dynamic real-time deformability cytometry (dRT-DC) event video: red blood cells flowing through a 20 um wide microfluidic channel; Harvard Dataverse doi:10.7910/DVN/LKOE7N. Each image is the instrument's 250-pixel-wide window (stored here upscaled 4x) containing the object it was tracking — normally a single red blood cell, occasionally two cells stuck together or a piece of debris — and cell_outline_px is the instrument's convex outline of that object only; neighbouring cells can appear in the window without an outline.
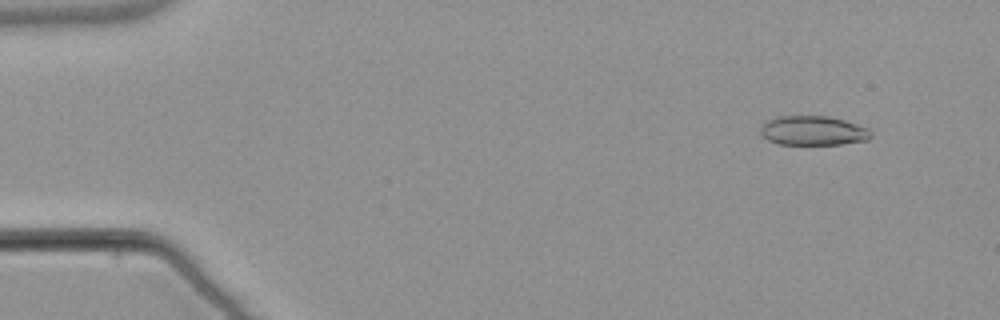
{"species": "common noctule bat (a hibernating species)", "species_latin": "Nyctalus noctula", "temperature_condition": "warm", "stored_images_in_passage": 54, "camera_frame_rate_fps": 3000, "um_per_image_px": 0.085, "animal": {"sex": "male", "body_mass_g": 21.5, "forearm_length_mm": 52.0}, "frame": {"image": 1, "passage_image": 5, "time_ms": 1.333, "image_size_px": [1000, 320], "cell_outline_px": [[872, 136], [868, 140], [840, 144], [780, 144], [768, 140], [760, 136], [760, 124], [764, 120], [776, 116], [828, 116], [844, 120], [868, 128], [872, 132]], "centroid_in_image_um": [69.06, 11.1], "position_along_channel_um": 15.9, "area_um2": 19.19}}
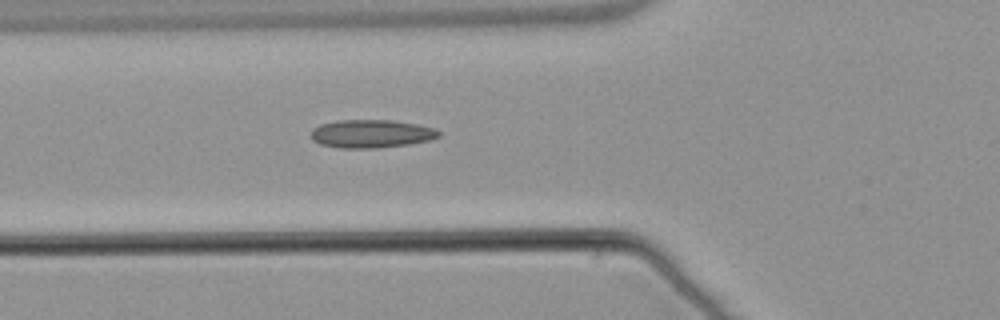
{"frame": {"image": 2, "passage_image": 20, "time_ms": 6.333, "image_size_px": [1000, 320], "cell_outline_px": [[440, 136], [432, 140], [408, 144], [376, 148], [340, 148], [320, 144], [312, 140], [312, 128], [320, 124], [336, 120], [392, 120], [416, 124], [436, 128], [440, 132]], "centroid_in_image_um": [31.57, 11.36], "position_along_channel_um": 94.2, "area_um2": 21.1}}
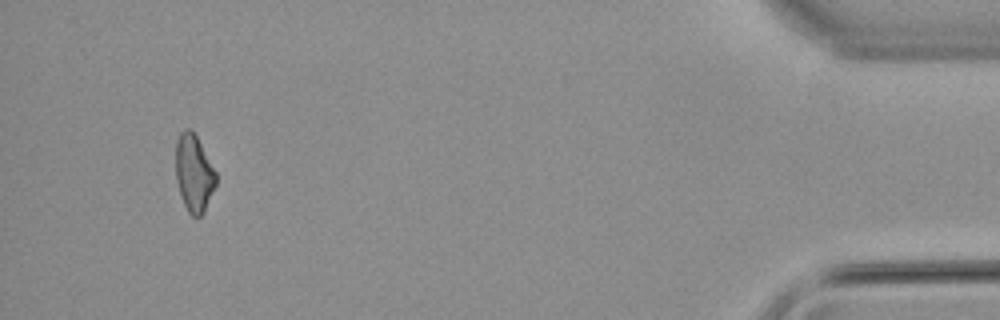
{"frame": {"image": 3, "passage_image": 51, "time_ms": 16.667, "image_size_px": [1000, 320], "cell_outline_px": [[216, 184], [204, 212], [200, 216], [192, 216], [188, 212], [184, 204], [176, 180], [176, 140], [180, 132], [184, 128], [188, 128], [196, 136], [216, 172]], "centroid_in_image_um": [16.47, 14.72], "position_along_channel_um": 418.7, "area_um2": 17.86}, "authors_computed_cell_mechanics": {"area_um2": 19.2185, "velocity_mm_per_s": 3.8493, "shape_relaxation_time_tau1_ms": 10.3883, "shape_relaxation_time_tau2_ms": 4.0919, "deformation_change_tau1": 0.2085, "deformation_change_tau2": 0.1249}}